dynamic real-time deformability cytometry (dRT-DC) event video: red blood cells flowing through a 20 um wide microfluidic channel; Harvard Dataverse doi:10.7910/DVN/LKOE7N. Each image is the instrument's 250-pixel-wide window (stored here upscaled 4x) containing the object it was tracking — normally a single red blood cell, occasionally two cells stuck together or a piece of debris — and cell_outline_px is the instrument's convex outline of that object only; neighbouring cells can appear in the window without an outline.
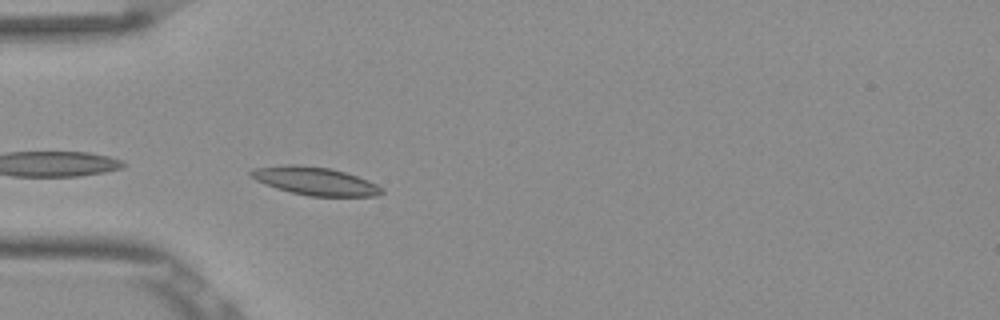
{"species": "Egyptian fruit bat (a non-hibernating species)", "species_latin": "Rousettus aegyptiacus", "temperature_condition": "room temperature", "stored_images_in_passage": 37, "camera_frame_rate_fps": 3000, "um_per_image_px": 0.085, "frame": {"image": 1, "passage_image": 1, "time_ms": 0.0, "image_size_px": [1000, 320], "cell_outline_px": [[384, 192], [376, 196], [308, 196], [276, 188], [264, 184], [256, 180], [248, 172], [252, 168], [288, 164], [296, 164], [332, 168], [368, 180], [384, 188]], "centroid_in_image_um": [26.77, 15.38], "position_along_channel_um": 58.2, "area_um2": 21.44}}
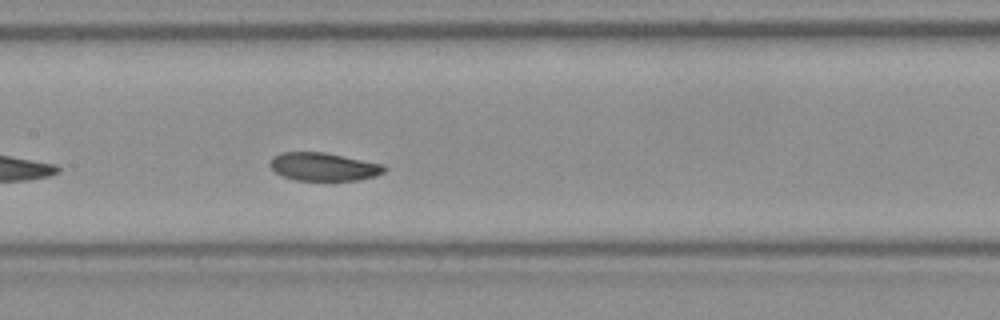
{"frame": {"image": 2, "passage_image": 11, "time_ms": 3.333, "image_size_px": [1000, 320], "cell_outline_px": [[388, 168], [384, 172], [376, 176], [360, 180], [296, 180], [284, 176], [276, 172], [268, 164], [272, 156], [280, 152], [324, 152], [384, 164]], "centroid_in_image_um": [27.52, 14.16], "position_along_channel_um": 179.9, "area_um2": 18.84}}
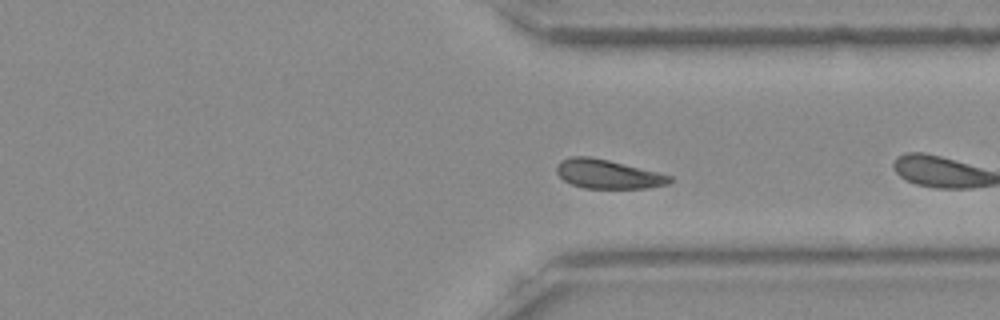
{"frame": {"image": 3, "passage_image": 23, "time_ms": 7.333, "image_size_px": [1000, 320], "cell_outline_px": [[672, 180], [668, 184], [648, 188], [584, 188], [572, 184], [564, 180], [556, 172], [556, 164], [560, 160], [568, 156], [588, 156], [608, 160], [672, 176]], "centroid_in_image_um": [51.62, 14.79], "position_along_channel_um": 359.8, "area_um2": 19.02}, "authors_computed_cell_mechanics": {"area_um2": 19.363, "velocity_mm_per_s": 3.811, "shape_relaxation_time_tau1_ms": 8.3906, "shape_relaxation_time_tau2_ms": null, "deformation_change_tau1": 0.1958, "deformation_change_tau2": null}}